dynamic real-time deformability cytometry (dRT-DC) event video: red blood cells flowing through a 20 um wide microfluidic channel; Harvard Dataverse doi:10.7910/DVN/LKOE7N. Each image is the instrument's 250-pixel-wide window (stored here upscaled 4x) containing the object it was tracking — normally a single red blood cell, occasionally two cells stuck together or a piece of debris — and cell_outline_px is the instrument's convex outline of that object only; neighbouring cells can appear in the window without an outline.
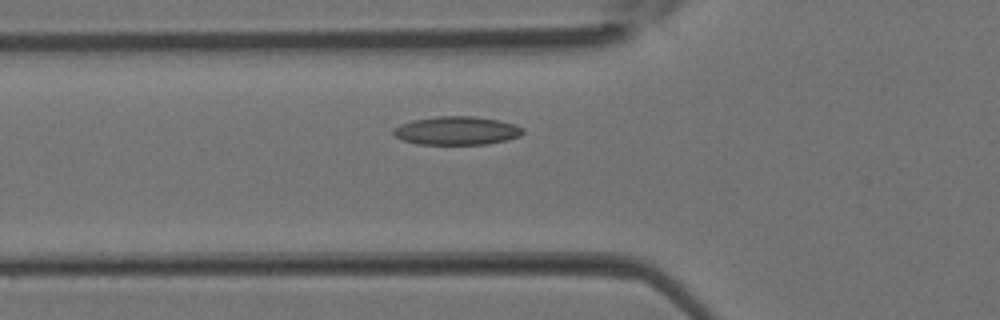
{"species": "Egyptian fruit bat (a non-hibernating species)", "species_latin": "Rousettus aegyptiacus", "temperature_condition": "room temperature", "stored_images_in_passage": 26, "camera_frame_rate_fps": 3000, "um_per_image_px": 0.085, "animal": {"sex": "female"}, "frame": {"image": 1, "passage_image": 3, "time_ms": 0.667, "image_size_px": [1000, 320], "cell_outline_px": [[524, 132], [520, 136], [488, 144], [416, 144], [404, 140], [396, 136], [392, 132], [392, 128], [400, 124], [412, 120], [436, 116], [472, 116], [496, 120], [516, 124], [524, 128]], "centroid_in_image_um": [38.81, 11.1], "position_along_channel_um": 87.0, "area_um2": 21.44}}
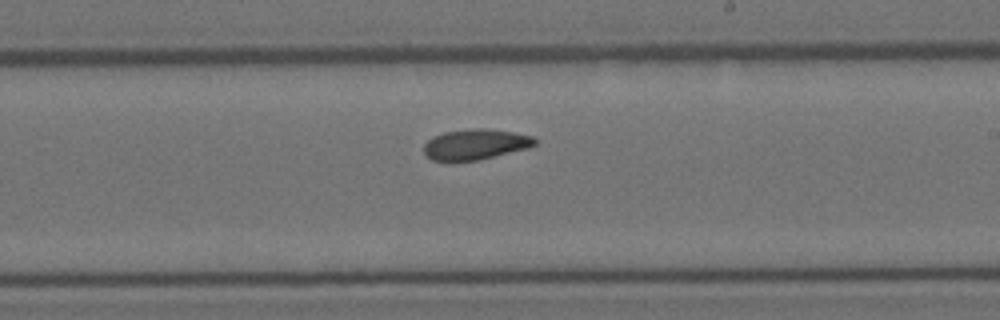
{"frame": {"image": 2, "passage_image": 12, "time_ms": 3.667, "image_size_px": [1000, 320], "cell_outline_px": [[536, 144], [528, 148], [476, 160], [448, 164], [432, 160], [424, 152], [424, 144], [432, 136], [444, 132], [472, 128], [488, 128], [512, 132], [532, 136], [536, 140]], "centroid_in_image_um": [40.34, 12.29], "position_along_channel_um": 248.7, "area_um2": 20.11}}
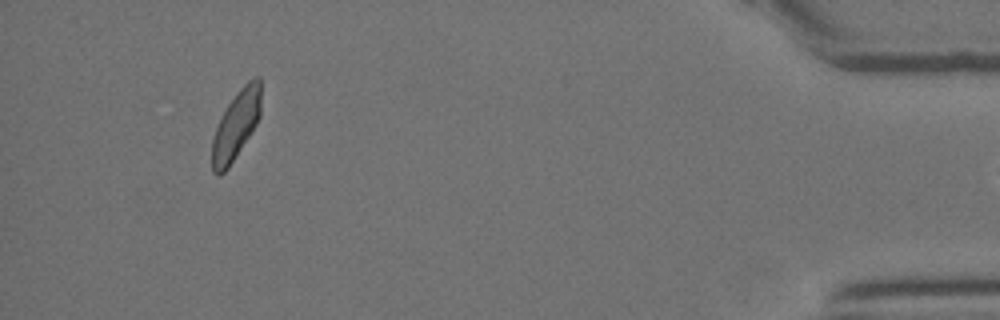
{"frame": {"image": 3, "passage_image": 25, "time_ms": 8.0, "image_size_px": [1000, 320], "cell_outline_px": [[260, 116], [256, 124], [228, 168], [220, 176], [216, 176], [212, 172], [212, 140], [216, 128], [228, 104], [236, 92], [248, 80], [256, 76], [260, 76]], "centroid_in_image_um": [20.05, 10.64], "position_along_channel_um": 415.1, "area_um2": 19.31}}